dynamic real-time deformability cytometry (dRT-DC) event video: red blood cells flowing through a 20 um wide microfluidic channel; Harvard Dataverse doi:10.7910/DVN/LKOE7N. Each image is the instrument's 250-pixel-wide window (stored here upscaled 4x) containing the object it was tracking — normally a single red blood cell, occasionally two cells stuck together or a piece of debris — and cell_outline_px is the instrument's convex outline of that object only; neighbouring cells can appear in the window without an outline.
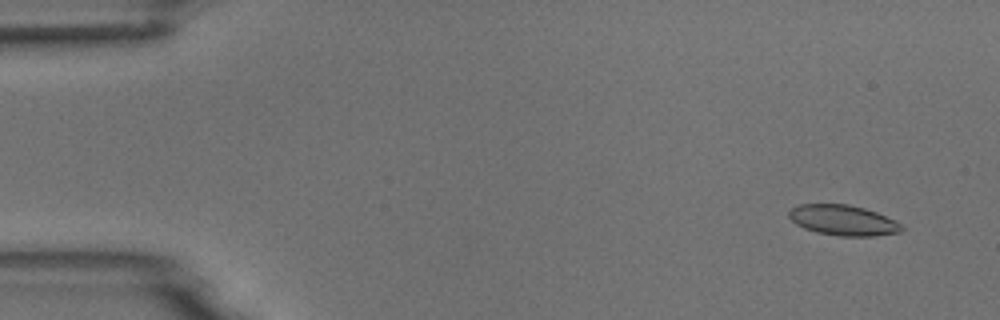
{"species": "common noctule bat (a hibernating species)", "species_latin": "Nyctalus noctula", "temperature_condition": "room temperature", "stored_images_in_passage": 55, "camera_frame_rate_fps": 3000, "um_per_image_px": 0.085, "animal": {"sex": "male", "body_mass_g": 18.8}, "frame": {"image": 1, "passage_image": 4, "time_ms": 1.0, "image_size_px": [1000, 320], "cell_outline_px": [[904, 228], [900, 232], [876, 236], [840, 236], [816, 232], [804, 228], [796, 224], [788, 216], [788, 212], [792, 208], [800, 204], [848, 204], [864, 208], [876, 212], [896, 220]], "centroid_in_image_um": [71.67, 18.72], "position_along_channel_um": 13.3, "area_um2": 20.0}}
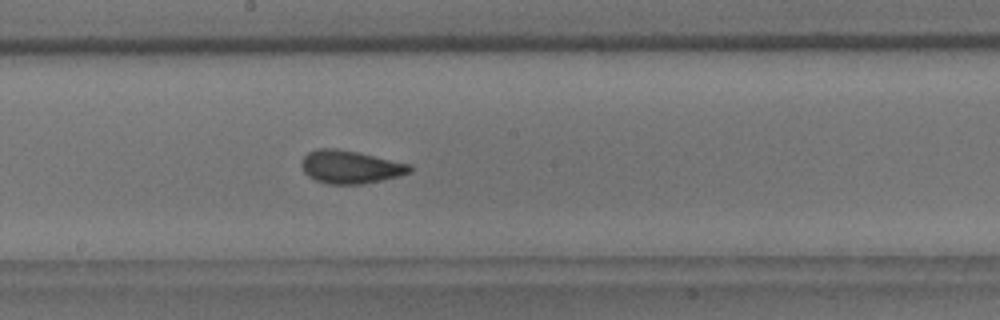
{"frame": {"image": 2, "passage_image": 30, "time_ms": 9.667, "image_size_px": [1000, 320], "cell_outline_px": [[412, 172], [400, 176], [360, 184], [328, 184], [316, 180], [308, 176], [304, 172], [300, 164], [300, 160], [308, 152], [316, 148], [336, 148], [356, 152], [412, 164]], "centroid_in_image_um": [29.76, 14.18], "position_along_channel_um": 218.4, "area_um2": 20.92}}
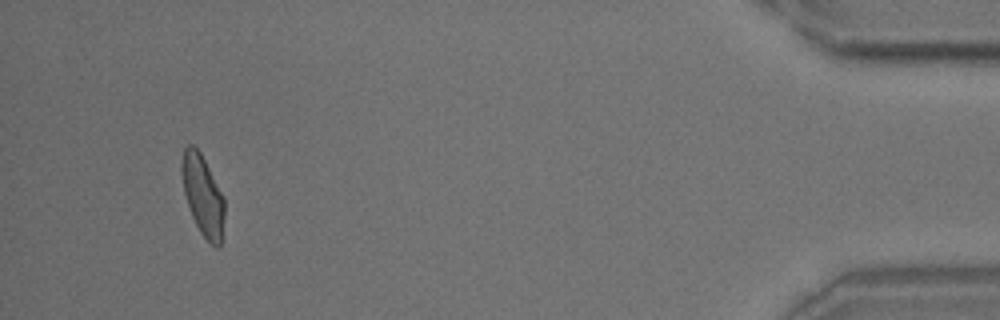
{"frame": {"image": 3, "passage_image": 52, "time_ms": 17.0, "image_size_px": [1000, 320], "cell_outline_px": [[224, 216], [220, 244], [216, 248], [200, 232], [192, 216], [184, 192], [180, 172], [180, 164], [184, 148], [188, 144], [192, 144], [200, 152], [224, 196]], "centroid_in_image_um": [17.22, 16.55], "position_along_channel_um": 418.0, "area_um2": 19.88}, "authors_computed_cell_mechanics": {"area_um2": 20.4034, "velocity_mm_per_s": 3.6998, "shape_relaxation_time_tau1_ms": 7.0113, "shape_relaxation_time_tau2_ms": 1.3965, "deformation_change_tau1": 0.1716, "deformation_change_tau2": 0.0649}}